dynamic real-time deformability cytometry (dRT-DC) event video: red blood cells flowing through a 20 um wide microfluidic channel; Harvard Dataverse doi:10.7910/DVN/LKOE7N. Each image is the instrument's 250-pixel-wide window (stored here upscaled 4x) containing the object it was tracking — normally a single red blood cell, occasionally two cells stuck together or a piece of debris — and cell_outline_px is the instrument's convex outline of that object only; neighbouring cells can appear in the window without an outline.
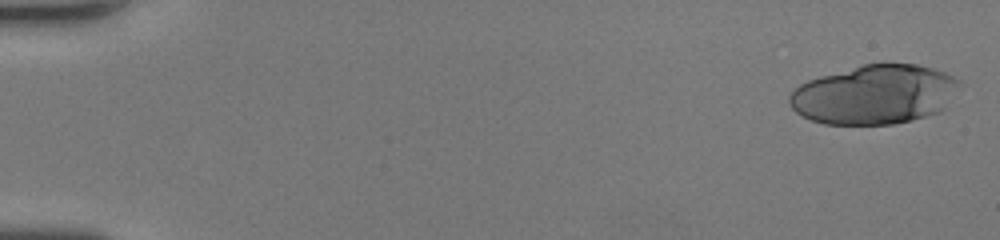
{"species": "human", "species_latin": "Homo sapiens", "temperature_condition": "room temperature", "stored_images_in_passage": 31, "camera_frame_rate_fps": 3000, "um_per_image_px": 0.085, "donor": {"sex": "female"}, "frame": {"image": 1, "passage_image": 1, "time_ms": 0.0, "image_size_px": [1000, 240], "cell_outline_px": [[964, 84], [944, 108], [940, 112], [912, 120], [892, 124], [824, 124], [812, 120], [796, 112], [788, 104], [788, 96], [800, 84], [808, 80], [820, 76], [864, 64], [916, 64], [932, 68], [944, 72], [960, 80]], "centroid_in_image_um": [74.37, 8.04], "position_along_channel_um": 10.6, "area_um2": 58.84}}